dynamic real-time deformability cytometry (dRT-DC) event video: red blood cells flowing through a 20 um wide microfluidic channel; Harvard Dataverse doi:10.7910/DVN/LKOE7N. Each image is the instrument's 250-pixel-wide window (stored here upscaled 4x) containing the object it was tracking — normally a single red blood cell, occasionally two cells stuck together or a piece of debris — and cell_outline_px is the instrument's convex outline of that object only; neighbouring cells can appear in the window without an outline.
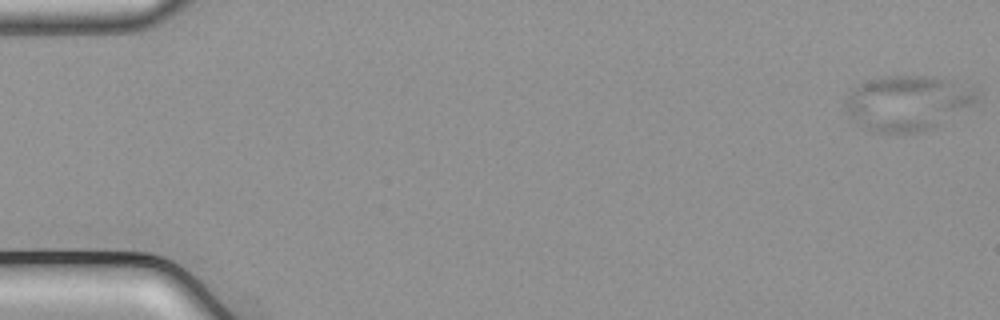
{"species": "common noctule bat (a hibernating species)", "species_latin": "Nyctalus noctula", "temperature_condition": "cold", "stored_images_in_passage": 54, "camera_frame_rate_fps": 3000, "um_per_image_px": 0.085, "animal": {"sex": "male", "body_mass_g": 21.5, "forearm_length_mm": 52.0}, "frame": {"image": 1, "passage_image": 1, "time_ms": 0.0, "image_size_px": [1000, 320], "cell_outline_px": [[980, 104], [932, 128], [916, 132], [868, 132], [848, 116], [844, 112], [844, 104], [848, 96], [864, 80], [888, 76], [932, 76], [980, 88]], "centroid_in_image_um": [77.23, 8.75], "position_along_channel_um": 7.8, "area_um2": 43.06}}
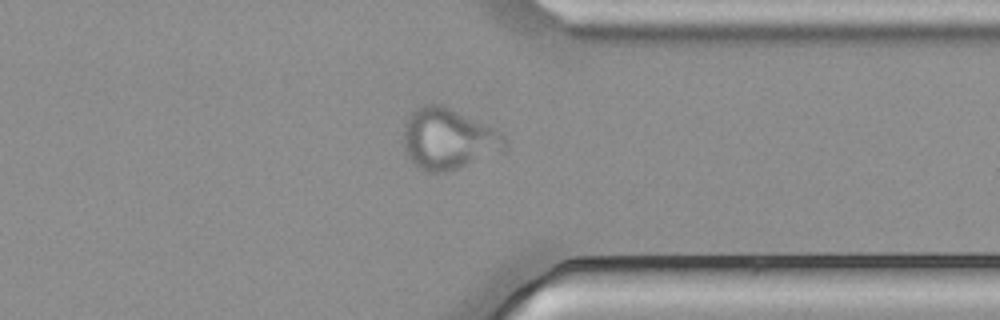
{"frame": {"image": 2, "passage_image": 42, "time_ms": 13.667, "image_size_px": [1000, 320], "cell_outline_px": [[508, 148], [456, 168], [444, 172], [424, 172], [404, 152], [404, 124], [408, 116], [416, 108], [424, 104], [444, 104], [492, 128], [504, 136], [508, 140]], "centroid_in_image_um": [38.07, 11.78], "position_along_channel_um": 373.3, "area_um2": 35.6}}
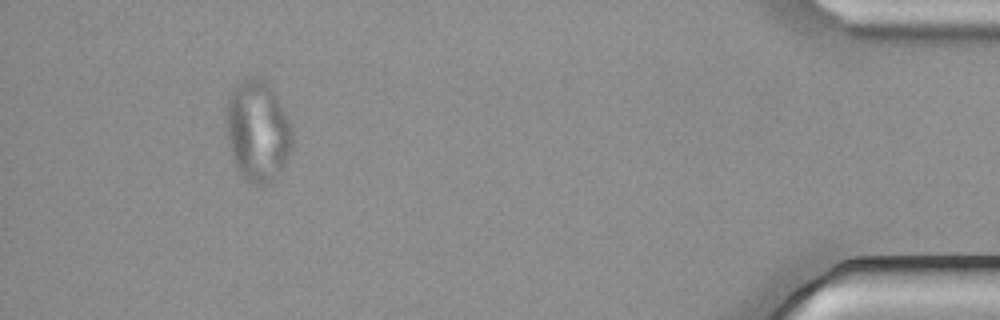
{"frame": {"image": 3, "passage_image": 50, "time_ms": 16.333, "image_size_px": [1000, 320], "cell_outline_px": [[292, 148], [280, 168], [272, 180], [260, 188], [256, 188], [244, 180], [236, 168], [232, 160], [228, 140], [228, 100], [232, 92], [248, 76], [256, 76], [272, 92], [292, 124]], "centroid_in_image_um": [21.9, 11.24], "position_along_channel_um": 413.3, "area_um2": 38.03}}